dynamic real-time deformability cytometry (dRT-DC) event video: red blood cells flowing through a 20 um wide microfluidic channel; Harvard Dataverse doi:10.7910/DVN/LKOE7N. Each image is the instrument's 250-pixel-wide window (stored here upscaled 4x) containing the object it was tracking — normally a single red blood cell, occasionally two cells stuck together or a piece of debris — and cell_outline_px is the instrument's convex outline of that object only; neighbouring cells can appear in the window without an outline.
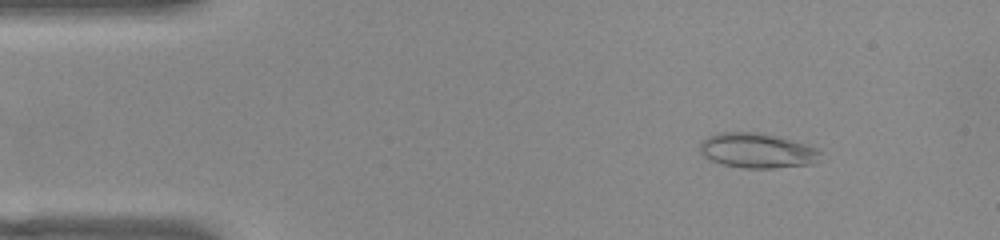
{"species": "common noctule bat (a hibernating species)", "species_latin": "Nyctalus noctula", "temperature_condition": "warm", "stored_images_in_passage": 52, "camera_frame_rate_fps": 3000, "um_per_image_px": 0.085, "animal": {"sex": "female", "body_mass_g": 22.0, "forearm_length_mm": 56.7}, "frame": {"image": 1, "passage_image": 6, "time_ms": 1.667, "image_size_px": [1000, 240], "cell_outline_px": [[820, 160], [812, 164], [772, 168], [744, 168], [720, 164], [708, 160], [700, 152], [700, 144], [708, 136], [720, 132], [760, 132], [776, 136], [804, 144], [816, 148], [820, 152]], "centroid_in_image_um": [64.33, 12.81], "position_along_channel_um": 20.7, "area_um2": 24.51}}
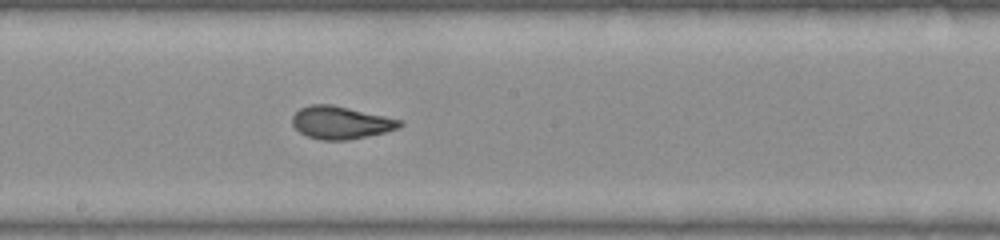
{"frame": {"image": 2, "passage_image": 27, "time_ms": 8.667, "image_size_px": [1000, 240], "cell_outline_px": [[404, 124], [400, 128], [384, 132], [348, 140], [320, 140], [308, 136], [300, 132], [292, 124], [292, 116], [300, 108], [312, 104], [332, 104], [404, 120]], "centroid_in_image_um": [28.99, 10.41], "position_along_channel_um": 219.2, "area_um2": 20.52}}
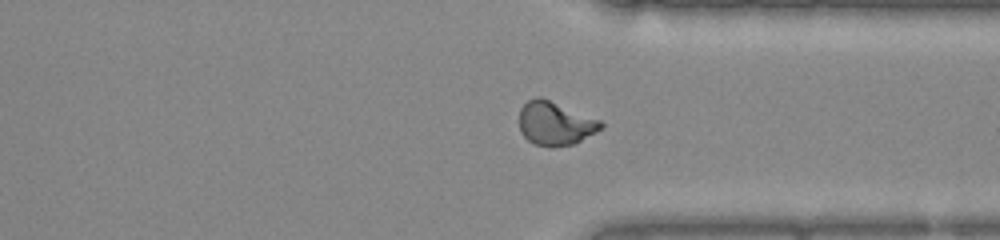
{"frame": {"image": 3, "passage_image": 38, "time_ms": 12.333, "image_size_px": [1000, 240], "cell_outline_px": [[604, 128], [572, 144], [552, 148], [548, 148], [532, 144], [520, 132], [520, 108], [528, 100], [536, 96], [540, 96], [600, 120], [604, 124]], "centroid_in_image_um": [47.17, 10.5], "position_along_channel_um": 364.2, "area_um2": 20.87}, "authors_computed_cell_mechanics": {"area_um2": 20.7502, "velocity_mm_per_s": 3.9725, "shape_relaxation_time_tau1_ms": null, "shape_relaxation_time_tau2_ms": 1.0886, "deformation_change_tau1": null, "deformation_change_tau2": 0.0652}}